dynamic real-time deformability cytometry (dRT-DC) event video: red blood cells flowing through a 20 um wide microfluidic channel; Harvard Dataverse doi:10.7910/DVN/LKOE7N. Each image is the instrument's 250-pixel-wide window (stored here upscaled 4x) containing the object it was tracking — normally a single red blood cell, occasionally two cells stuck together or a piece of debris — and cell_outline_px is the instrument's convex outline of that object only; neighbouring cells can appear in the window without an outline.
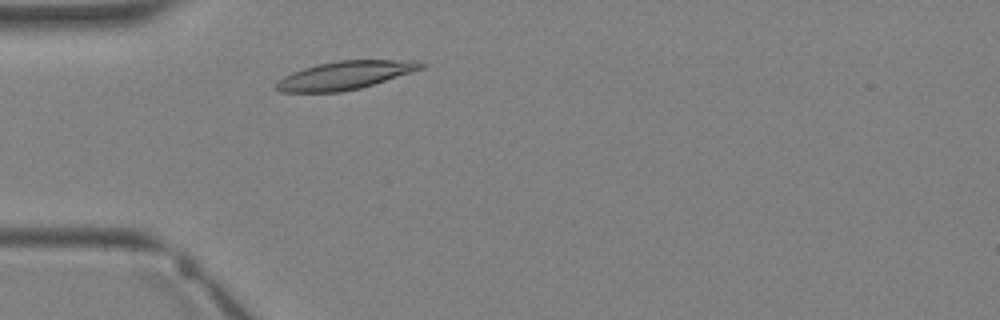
{"species": "Egyptian fruit bat (a non-hibernating species)", "species_latin": "Rousettus aegyptiacus", "temperature_condition": "warm", "stored_images_in_passage": 2, "camera_frame_rate_fps": 3000, "um_per_image_px": 0.085, "animal": {"sex": "female"}, "frame": {"image": 1, "passage_image": 2, "time_ms": 1.0, "image_size_px": [1000, 320], "cell_outline_px": [[428, 64], [424, 68], [360, 88], [340, 92], [280, 92], [272, 88], [284, 76], [292, 72], [316, 64], [340, 60], [412, 60]], "centroid_in_image_um": [29.31, 6.4], "position_along_channel_um": 55.7, "area_um2": 23.76}}